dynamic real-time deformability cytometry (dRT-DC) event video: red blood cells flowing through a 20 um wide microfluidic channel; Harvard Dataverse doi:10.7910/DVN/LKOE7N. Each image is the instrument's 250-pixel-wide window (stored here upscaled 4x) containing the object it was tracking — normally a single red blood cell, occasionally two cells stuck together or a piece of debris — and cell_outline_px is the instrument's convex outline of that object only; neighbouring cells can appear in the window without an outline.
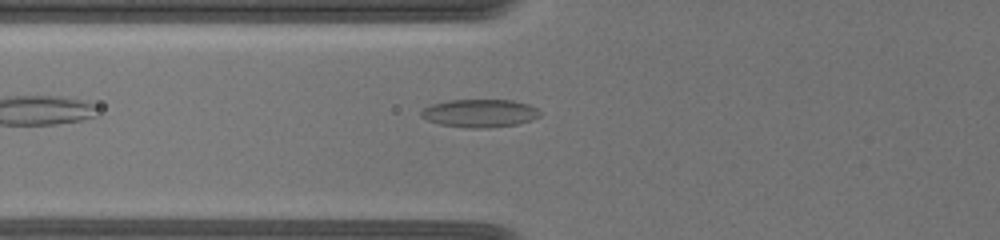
{"species": "common noctule bat (a hibernating species)", "species_latin": "Nyctalus noctula", "temperature_condition": "warm", "stored_images_in_passage": 13, "camera_frame_rate_fps": 3000, "um_per_image_px": 0.085, "animal": {"sex": "female", "body_mass_g": 19.5, "forearm_length_mm": 54.1}, "frame": {"image": 1, "passage_image": 3, "time_ms": 1.667, "image_size_px": [1000, 240], "cell_outline_px": [[540, 116], [532, 120], [516, 124], [488, 128], [468, 128], [440, 124], [428, 120], [420, 116], [420, 112], [424, 108], [432, 104], [448, 100], [512, 100], [528, 104], [536, 108], [540, 112]], "centroid_in_image_um": [40.78, 9.62], "position_along_channel_um": 85.0, "area_um2": 19.36}}
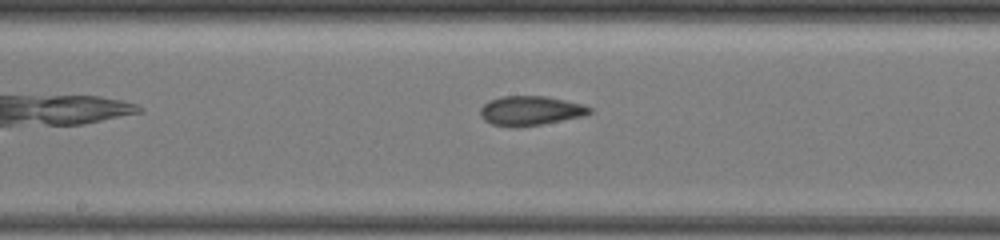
{"frame": {"image": 2, "passage_image": 8, "time_ms": 5.0, "image_size_px": [1000, 240], "cell_outline_px": [[592, 112], [584, 116], [540, 124], [516, 128], [512, 128], [492, 124], [484, 120], [480, 116], [480, 108], [484, 104], [500, 96], [548, 96], [584, 104], [592, 108]], "centroid_in_image_um": [45.09, 9.41], "position_along_channel_um": 203.1, "area_um2": 18.9}}
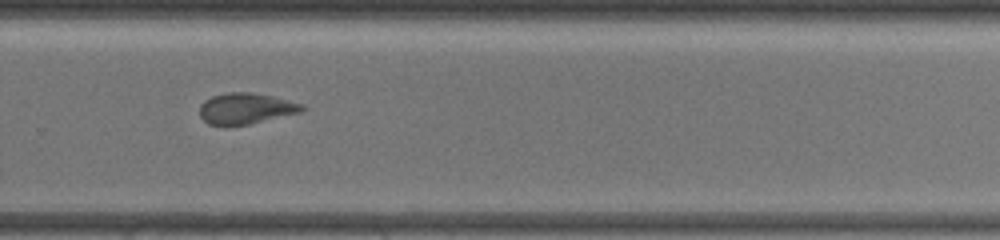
{"frame": {"image": 3, "passage_image": 12, "time_ms": 8.0, "image_size_px": [1000, 240], "cell_outline_px": [[304, 112], [248, 124], [208, 124], [200, 116], [200, 104], [204, 100], [212, 96], [228, 92], [252, 92], [272, 96], [304, 104]], "centroid_in_image_um": [20.93, 9.2], "position_along_channel_um": 308.9, "area_um2": 18.38}}